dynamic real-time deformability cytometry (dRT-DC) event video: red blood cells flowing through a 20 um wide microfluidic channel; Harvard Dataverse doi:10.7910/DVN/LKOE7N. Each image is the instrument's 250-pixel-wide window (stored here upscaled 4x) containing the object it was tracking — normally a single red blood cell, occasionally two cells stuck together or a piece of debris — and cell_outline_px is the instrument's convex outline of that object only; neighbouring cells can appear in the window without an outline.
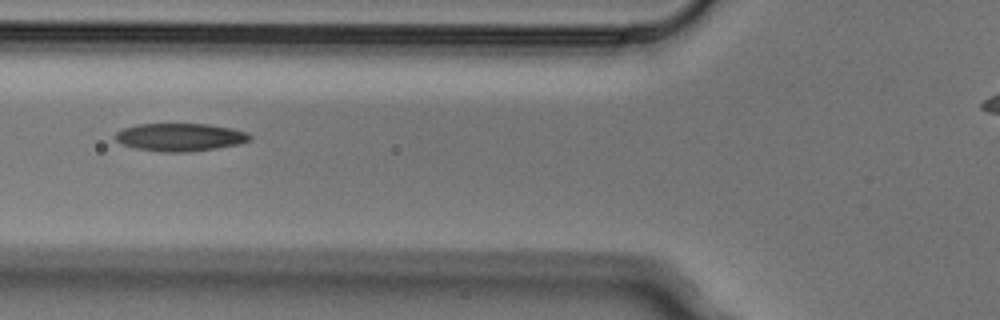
{"species": "Egyptian fruit bat (a non-hibernating species)", "species_latin": "Rousettus aegyptiacus", "temperature_condition": "cold", "stored_images_in_passage": 4, "camera_frame_rate_fps": 3000, "um_per_image_px": 0.085, "animal": {"sex": "male"}, "frame": {"image": 1, "passage_image": 2, "time_ms": 0.333, "image_size_px": [1000, 320], "cell_outline_px": [[252, 140], [240, 144], [216, 148], [188, 152], [164, 152], [136, 148], [120, 144], [116, 140], [116, 132], [124, 128], [136, 124], [208, 124], [232, 128], [248, 132], [252, 136]], "centroid_in_image_um": [15.34, 11.66], "position_along_channel_um": 110.5, "area_um2": 21.96}}
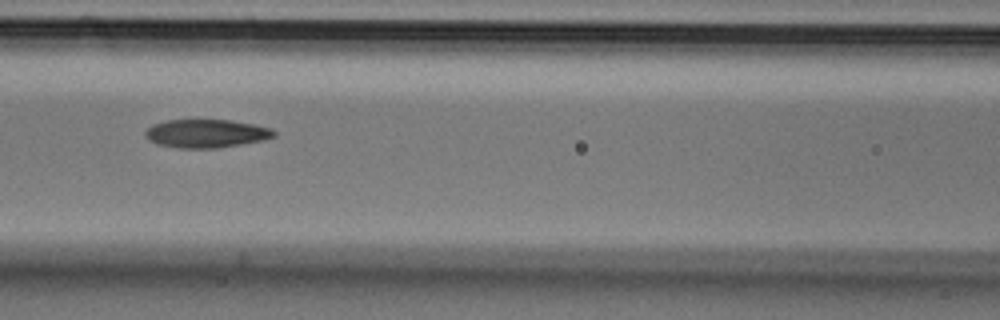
{"frame": {"image": 2, "passage_image": 3, "time_ms": 0.667, "image_size_px": [1000, 320], "cell_outline_px": [[276, 136], [264, 140], [216, 148], [176, 148], [156, 144], [148, 140], [144, 136], [144, 132], [152, 124], [164, 120], [232, 120], [272, 128], [276, 132]], "centroid_in_image_um": [17.5, 11.35], "position_along_channel_um": 149.1, "area_um2": 21.44}}
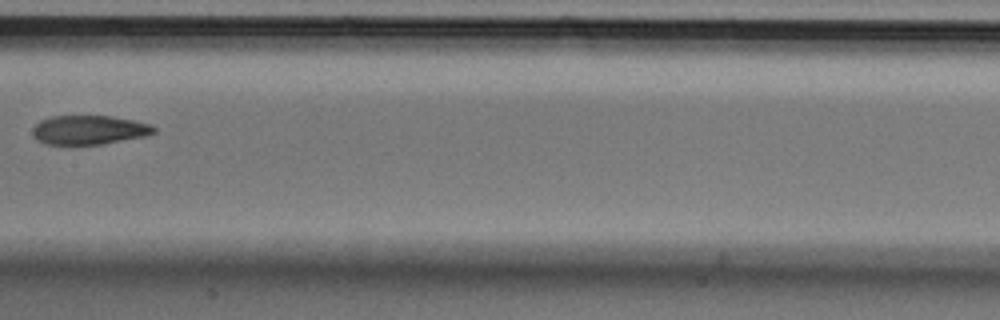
{"frame": {"image": 3, "passage_image": 4, "time_ms": 1.0, "image_size_px": [1000, 320], "cell_outline_px": [[156, 132], [148, 136], [104, 144], [68, 148], [44, 144], [36, 140], [32, 136], [32, 128], [40, 120], [52, 116], [112, 116], [152, 124], [156, 128]], "centroid_in_image_um": [7.52, 11.1], "position_along_channel_um": 199.9, "area_um2": 21.73}}